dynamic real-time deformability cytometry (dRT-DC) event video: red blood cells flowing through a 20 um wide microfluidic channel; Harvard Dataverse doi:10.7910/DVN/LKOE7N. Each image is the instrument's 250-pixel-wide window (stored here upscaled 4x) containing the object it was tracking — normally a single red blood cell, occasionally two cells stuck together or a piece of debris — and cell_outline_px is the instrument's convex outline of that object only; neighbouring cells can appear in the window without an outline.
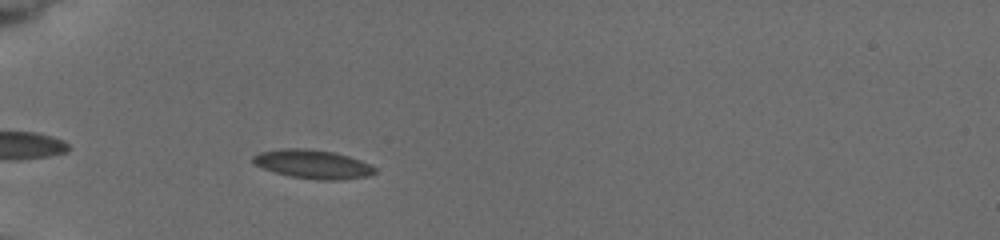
{"species": "common noctule bat (a hibernating species)", "species_latin": "Nyctalus noctula", "temperature_condition": "cold", "stored_images_in_passage": 57, "camera_frame_rate_fps": 3000, "um_per_image_px": 0.085, "animal": {"sex": "female", "body_mass_g": 19.5, "forearm_length_mm": 54.1}, "frame": {"image": 1, "passage_image": 7, "time_ms": 1.333, "image_size_px": [1000, 240], "cell_outline_px": [[376, 172], [368, 176], [336, 180], [316, 180], [292, 176], [276, 172], [264, 168], [256, 164], [252, 160], [252, 156], [260, 152], [284, 148], [308, 148], [332, 152], [348, 156], [360, 160], [376, 168]], "centroid_in_image_um": [26.6, 13.95], "position_along_channel_um": 58.4, "area_um2": 20.17}}
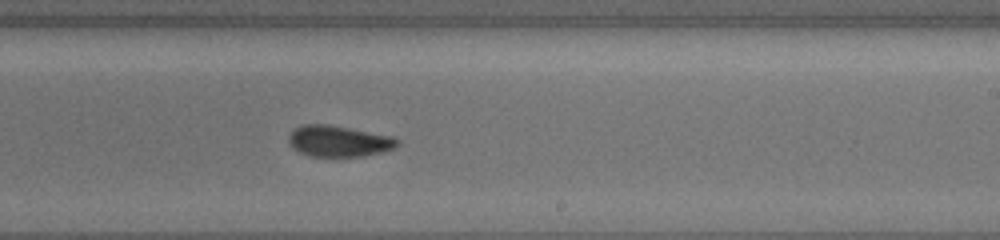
{"frame": {"image": 2, "passage_image": 30, "time_ms": 7.0, "image_size_px": [1000, 240], "cell_outline_px": [[400, 144], [396, 148], [364, 156], [308, 156], [292, 148], [288, 144], [288, 136], [296, 128], [304, 124], [328, 124], [392, 136], [400, 140]], "centroid_in_image_um": [28.8, 12.0], "position_along_channel_um": 260.2, "area_um2": 19.77}}
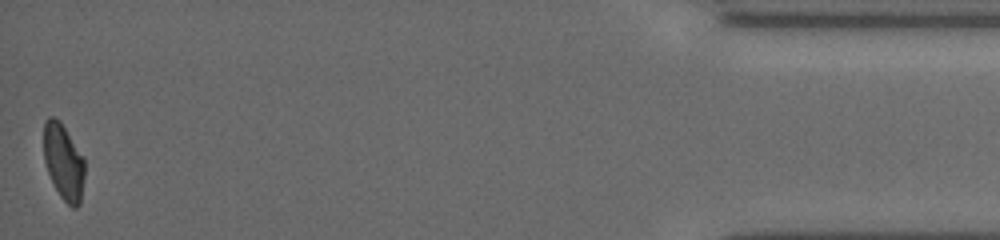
{"frame": {"image": 3, "passage_image": 57, "time_ms": 13.333, "image_size_px": [1000, 240], "cell_outline_px": [[84, 176], [80, 204], [76, 208], [72, 208], [60, 196], [48, 172], [44, 160], [44, 120], [48, 116], [52, 116], [60, 120], [84, 160]], "centroid_in_image_um": [5.39, 13.75], "position_along_channel_um": 429.8, "area_um2": 17.86}, "authors_computed_cell_mechanics": {"area_um2": 19.1896, "velocity_mm_per_s": 3.8592, "shape_relaxation_time_tau1_ms": 4.3245, "shape_relaxation_time_tau2_ms": 3.6785, "deformation_change_tau1": 0.1228, "deformation_change_tau2": 0.0861}}